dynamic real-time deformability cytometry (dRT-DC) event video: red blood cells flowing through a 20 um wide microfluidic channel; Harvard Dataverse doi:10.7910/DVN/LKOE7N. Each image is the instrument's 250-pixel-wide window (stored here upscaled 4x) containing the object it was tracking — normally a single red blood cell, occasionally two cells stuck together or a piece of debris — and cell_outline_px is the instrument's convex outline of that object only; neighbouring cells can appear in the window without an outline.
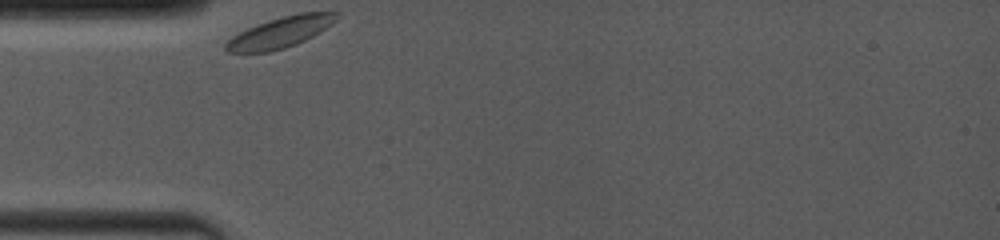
{"species": "common noctule bat (a hibernating species)", "species_latin": "Nyctalus noctula", "temperature_condition": "room temperature", "stored_images_in_passage": 32, "camera_frame_rate_fps": 4000, "um_per_image_px": 0.085, "animal": {"sex": "female", "body_mass_g": 19.0, "forearm_length_mm": 53.3}, "frame": {"image": 1, "passage_image": 1, "time_ms": 0.0, "image_size_px": [1000, 240], "cell_outline_px": [[340, 12], [336, 20], [332, 24], [320, 32], [296, 44], [284, 48], [268, 52], [228, 52], [224, 48], [224, 44], [232, 36], [248, 28], [268, 20], [296, 12]], "centroid_in_image_um": [23.84, 2.73], "position_along_channel_um": 61.2, "area_um2": 19.83}}
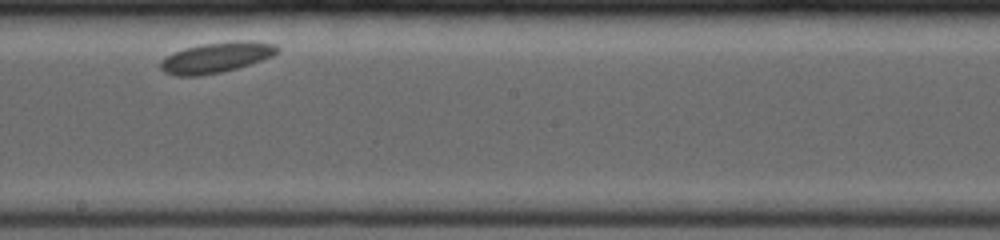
{"frame": {"image": 2, "passage_image": 19, "time_ms": 5.0, "image_size_px": [1000, 240], "cell_outline_px": [[280, 52], [272, 56], [236, 68], [220, 72], [196, 76], [176, 76], [164, 72], [160, 68], [160, 60], [184, 48], [204, 44], [240, 40], [252, 40], [276, 44], [280, 48]], "centroid_in_image_um": [18.41, 4.87], "position_along_channel_um": 229.8, "area_um2": 20.58}}
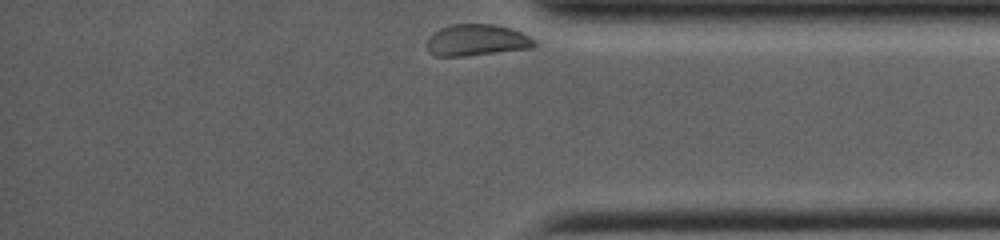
{"frame": {"image": 3, "passage_image": 32, "time_ms": 9.75, "image_size_px": [1000, 240], "cell_outline_px": [[536, 44], [532, 48], [464, 56], [436, 56], [428, 52], [428, 36], [440, 28], [452, 24], [492, 24], [508, 28], [520, 32], [536, 40]], "centroid_in_image_um": [40.5, 3.41], "position_along_channel_um": 394.7, "area_um2": 19.59}}